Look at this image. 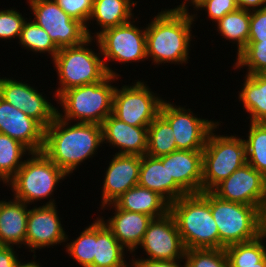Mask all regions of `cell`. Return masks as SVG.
<instances>
[{"label": "cell", "instance_id": "d6a6232c", "mask_svg": "<svg viewBox=\"0 0 266 267\" xmlns=\"http://www.w3.org/2000/svg\"><path fill=\"white\" fill-rule=\"evenodd\" d=\"M31 18L24 22L21 35L19 38V45L26 50L35 53H48L49 57L53 60L59 51V48L52 41L48 33L34 21H29Z\"/></svg>", "mask_w": 266, "mask_h": 267}, {"label": "cell", "instance_id": "74e56055", "mask_svg": "<svg viewBox=\"0 0 266 267\" xmlns=\"http://www.w3.org/2000/svg\"><path fill=\"white\" fill-rule=\"evenodd\" d=\"M70 17L81 22L90 37L91 30L88 29V20L93 10L94 0H54ZM90 30V31H89Z\"/></svg>", "mask_w": 266, "mask_h": 267}, {"label": "cell", "instance_id": "d590c367", "mask_svg": "<svg viewBox=\"0 0 266 267\" xmlns=\"http://www.w3.org/2000/svg\"><path fill=\"white\" fill-rule=\"evenodd\" d=\"M184 261L186 267H228L225 249H188Z\"/></svg>", "mask_w": 266, "mask_h": 267}, {"label": "cell", "instance_id": "ee69618b", "mask_svg": "<svg viewBox=\"0 0 266 267\" xmlns=\"http://www.w3.org/2000/svg\"><path fill=\"white\" fill-rule=\"evenodd\" d=\"M203 1L205 0H185L184 2L182 1V3H180V5H178L177 7H174L173 9L188 13L189 6H193V9L195 10V8ZM187 4H190V5H187Z\"/></svg>", "mask_w": 266, "mask_h": 267}, {"label": "cell", "instance_id": "44dd1931", "mask_svg": "<svg viewBox=\"0 0 266 267\" xmlns=\"http://www.w3.org/2000/svg\"><path fill=\"white\" fill-rule=\"evenodd\" d=\"M103 144L119 151L115 154L143 156L147 151L148 127L131 126L110 114L101 124Z\"/></svg>", "mask_w": 266, "mask_h": 267}, {"label": "cell", "instance_id": "4fadbf2b", "mask_svg": "<svg viewBox=\"0 0 266 267\" xmlns=\"http://www.w3.org/2000/svg\"><path fill=\"white\" fill-rule=\"evenodd\" d=\"M211 192L222 200L252 205L262 211L266 200V178L245 163Z\"/></svg>", "mask_w": 266, "mask_h": 267}, {"label": "cell", "instance_id": "b9f144b4", "mask_svg": "<svg viewBox=\"0 0 266 267\" xmlns=\"http://www.w3.org/2000/svg\"><path fill=\"white\" fill-rule=\"evenodd\" d=\"M132 260L139 266V267H186V263L184 259H177V260H146V259H139L134 258L132 256ZM183 260V264H181Z\"/></svg>", "mask_w": 266, "mask_h": 267}, {"label": "cell", "instance_id": "7402d4cb", "mask_svg": "<svg viewBox=\"0 0 266 267\" xmlns=\"http://www.w3.org/2000/svg\"><path fill=\"white\" fill-rule=\"evenodd\" d=\"M138 185L157 192L169 204L187 195L174 180H169L167 163H163L159 157L147 154L141 156Z\"/></svg>", "mask_w": 266, "mask_h": 267}, {"label": "cell", "instance_id": "9c48e42d", "mask_svg": "<svg viewBox=\"0 0 266 267\" xmlns=\"http://www.w3.org/2000/svg\"><path fill=\"white\" fill-rule=\"evenodd\" d=\"M135 21L133 19L126 24L105 29L95 37L108 75L120 77V74L109 67L107 61L126 65L147 60L146 27H136Z\"/></svg>", "mask_w": 266, "mask_h": 267}, {"label": "cell", "instance_id": "6da1fadb", "mask_svg": "<svg viewBox=\"0 0 266 267\" xmlns=\"http://www.w3.org/2000/svg\"><path fill=\"white\" fill-rule=\"evenodd\" d=\"M58 116L45 129L42 152L68 176L103 145L102 126L74 123ZM94 155V156H93Z\"/></svg>", "mask_w": 266, "mask_h": 267}, {"label": "cell", "instance_id": "8992f818", "mask_svg": "<svg viewBox=\"0 0 266 267\" xmlns=\"http://www.w3.org/2000/svg\"><path fill=\"white\" fill-rule=\"evenodd\" d=\"M65 177L68 175L43 152H32L5 186L11 187L14 199L27 205L43 199L49 200L43 205H56L51 196Z\"/></svg>", "mask_w": 266, "mask_h": 267}, {"label": "cell", "instance_id": "d6986e66", "mask_svg": "<svg viewBox=\"0 0 266 267\" xmlns=\"http://www.w3.org/2000/svg\"><path fill=\"white\" fill-rule=\"evenodd\" d=\"M108 207L115 210L114 216L108 217L106 220H104V217L99 216L101 221L112 232L119 243L129 251V254L135 257L136 254L133 253L138 249L153 218L146 214L119 209L114 203L107 204L100 207V209L106 210Z\"/></svg>", "mask_w": 266, "mask_h": 267}, {"label": "cell", "instance_id": "4316f807", "mask_svg": "<svg viewBox=\"0 0 266 267\" xmlns=\"http://www.w3.org/2000/svg\"><path fill=\"white\" fill-rule=\"evenodd\" d=\"M127 251L97 217L95 256L91 267H122L127 263Z\"/></svg>", "mask_w": 266, "mask_h": 267}, {"label": "cell", "instance_id": "5bb4252c", "mask_svg": "<svg viewBox=\"0 0 266 267\" xmlns=\"http://www.w3.org/2000/svg\"><path fill=\"white\" fill-rule=\"evenodd\" d=\"M0 97L27 116L38 121L45 129L57 116V108L49 102L46 95L31 86L13 77L0 78Z\"/></svg>", "mask_w": 266, "mask_h": 267}, {"label": "cell", "instance_id": "7bdbcfd3", "mask_svg": "<svg viewBox=\"0 0 266 267\" xmlns=\"http://www.w3.org/2000/svg\"><path fill=\"white\" fill-rule=\"evenodd\" d=\"M239 9L243 10H257L266 7V0H237Z\"/></svg>", "mask_w": 266, "mask_h": 267}, {"label": "cell", "instance_id": "9a60e30c", "mask_svg": "<svg viewBox=\"0 0 266 267\" xmlns=\"http://www.w3.org/2000/svg\"><path fill=\"white\" fill-rule=\"evenodd\" d=\"M140 247L147 255L146 258L140 257V259L146 260L184 259L186 250L175 218L170 212L149 223L138 248Z\"/></svg>", "mask_w": 266, "mask_h": 267}, {"label": "cell", "instance_id": "3957f363", "mask_svg": "<svg viewBox=\"0 0 266 267\" xmlns=\"http://www.w3.org/2000/svg\"><path fill=\"white\" fill-rule=\"evenodd\" d=\"M183 245L188 249H219V231L210 208V191L187 194L170 204Z\"/></svg>", "mask_w": 266, "mask_h": 267}, {"label": "cell", "instance_id": "7a4b0ae2", "mask_svg": "<svg viewBox=\"0 0 266 267\" xmlns=\"http://www.w3.org/2000/svg\"><path fill=\"white\" fill-rule=\"evenodd\" d=\"M197 12H182L176 9H161L150 23L146 24V56L159 64H187L190 58L192 28ZM192 26V27H191Z\"/></svg>", "mask_w": 266, "mask_h": 267}, {"label": "cell", "instance_id": "e0dca14e", "mask_svg": "<svg viewBox=\"0 0 266 267\" xmlns=\"http://www.w3.org/2000/svg\"><path fill=\"white\" fill-rule=\"evenodd\" d=\"M103 180L101 207L113 203L139 183L141 156L112 155Z\"/></svg>", "mask_w": 266, "mask_h": 267}, {"label": "cell", "instance_id": "8fae6325", "mask_svg": "<svg viewBox=\"0 0 266 267\" xmlns=\"http://www.w3.org/2000/svg\"><path fill=\"white\" fill-rule=\"evenodd\" d=\"M28 3L35 16L33 21L48 33L59 49L81 44L88 38L85 26L54 0H27Z\"/></svg>", "mask_w": 266, "mask_h": 267}, {"label": "cell", "instance_id": "c3c4849f", "mask_svg": "<svg viewBox=\"0 0 266 267\" xmlns=\"http://www.w3.org/2000/svg\"><path fill=\"white\" fill-rule=\"evenodd\" d=\"M122 267H139V266L131 259V262L130 261H129V263L127 262Z\"/></svg>", "mask_w": 266, "mask_h": 267}, {"label": "cell", "instance_id": "681fc988", "mask_svg": "<svg viewBox=\"0 0 266 267\" xmlns=\"http://www.w3.org/2000/svg\"><path fill=\"white\" fill-rule=\"evenodd\" d=\"M261 212H266V200H265V203H264V206L262 208V211Z\"/></svg>", "mask_w": 266, "mask_h": 267}, {"label": "cell", "instance_id": "ffe728a7", "mask_svg": "<svg viewBox=\"0 0 266 267\" xmlns=\"http://www.w3.org/2000/svg\"><path fill=\"white\" fill-rule=\"evenodd\" d=\"M159 158L167 163L169 180L186 194L202 192V150H177Z\"/></svg>", "mask_w": 266, "mask_h": 267}, {"label": "cell", "instance_id": "f35d334b", "mask_svg": "<svg viewBox=\"0 0 266 267\" xmlns=\"http://www.w3.org/2000/svg\"><path fill=\"white\" fill-rule=\"evenodd\" d=\"M195 12L203 9L208 18L211 19L215 24L223 16L228 13L236 11L238 8L237 0H205L200 3L196 8Z\"/></svg>", "mask_w": 266, "mask_h": 267}, {"label": "cell", "instance_id": "d4e9b609", "mask_svg": "<svg viewBox=\"0 0 266 267\" xmlns=\"http://www.w3.org/2000/svg\"><path fill=\"white\" fill-rule=\"evenodd\" d=\"M137 2L133 0H94L88 24L93 20L96 21L95 24L100 27V31L91 32L90 37L94 38L105 29L130 22L134 19L132 11L137 6Z\"/></svg>", "mask_w": 266, "mask_h": 267}, {"label": "cell", "instance_id": "f6af8a7d", "mask_svg": "<svg viewBox=\"0 0 266 267\" xmlns=\"http://www.w3.org/2000/svg\"><path fill=\"white\" fill-rule=\"evenodd\" d=\"M33 259L34 260H32V261H29V262H22L18 267H42L41 265H40V263H37L36 261H35V257H36V255L34 254L33 256Z\"/></svg>", "mask_w": 266, "mask_h": 267}, {"label": "cell", "instance_id": "ba28073f", "mask_svg": "<svg viewBox=\"0 0 266 267\" xmlns=\"http://www.w3.org/2000/svg\"><path fill=\"white\" fill-rule=\"evenodd\" d=\"M210 208L219 231V249L263 233L261 211L255 206L225 201L210 191Z\"/></svg>", "mask_w": 266, "mask_h": 267}, {"label": "cell", "instance_id": "277c9868", "mask_svg": "<svg viewBox=\"0 0 266 267\" xmlns=\"http://www.w3.org/2000/svg\"><path fill=\"white\" fill-rule=\"evenodd\" d=\"M118 78L119 76L107 75L100 82L64 91L56 100L57 104L62 106L61 111L63 110L61 112L58 106L57 116L62 120L73 121V123L101 125L112 114L113 96L116 88L112 84L116 79L119 80Z\"/></svg>", "mask_w": 266, "mask_h": 267}, {"label": "cell", "instance_id": "e575fe53", "mask_svg": "<svg viewBox=\"0 0 266 267\" xmlns=\"http://www.w3.org/2000/svg\"><path fill=\"white\" fill-rule=\"evenodd\" d=\"M236 57L235 70L247 67L245 74H266V40L248 41Z\"/></svg>", "mask_w": 266, "mask_h": 267}, {"label": "cell", "instance_id": "60d3db41", "mask_svg": "<svg viewBox=\"0 0 266 267\" xmlns=\"http://www.w3.org/2000/svg\"><path fill=\"white\" fill-rule=\"evenodd\" d=\"M21 263L14 246L0 245V267H18Z\"/></svg>", "mask_w": 266, "mask_h": 267}, {"label": "cell", "instance_id": "7c38bea8", "mask_svg": "<svg viewBox=\"0 0 266 267\" xmlns=\"http://www.w3.org/2000/svg\"><path fill=\"white\" fill-rule=\"evenodd\" d=\"M173 103L164 99L159 114L170 124L177 150H203L209 133L219 121L200 118L191 109Z\"/></svg>", "mask_w": 266, "mask_h": 267}, {"label": "cell", "instance_id": "f1b7e54d", "mask_svg": "<svg viewBox=\"0 0 266 267\" xmlns=\"http://www.w3.org/2000/svg\"><path fill=\"white\" fill-rule=\"evenodd\" d=\"M32 152L19 141L0 133V182L7 184Z\"/></svg>", "mask_w": 266, "mask_h": 267}, {"label": "cell", "instance_id": "f546056e", "mask_svg": "<svg viewBox=\"0 0 266 267\" xmlns=\"http://www.w3.org/2000/svg\"><path fill=\"white\" fill-rule=\"evenodd\" d=\"M173 133L170 124L159 114L148 126L146 154L160 157L177 151Z\"/></svg>", "mask_w": 266, "mask_h": 267}, {"label": "cell", "instance_id": "52a82bcc", "mask_svg": "<svg viewBox=\"0 0 266 267\" xmlns=\"http://www.w3.org/2000/svg\"><path fill=\"white\" fill-rule=\"evenodd\" d=\"M219 122L209 133L202 150V192L211 191L246 162V145L239 135H218Z\"/></svg>", "mask_w": 266, "mask_h": 267}, {"label": "cell", "instance_id": "1f68e13d", "mask_svg": "<svg viewBox=\"0 0 266 267\" xmlns=\"http://www.w3.org/2000/svg\"><path fill=\"white\" fill-rule=\"evenodd\" d=\"M246 138V162L266 178V123L250 122Z\"/></svg>", "mask_w": 266, "mask_h": 267}, {"label": "cell", "instance_id": "ab89813d", "mask_svg": "<svg viewBox=\"0 0 266 267\" xmlns=\"http://www.w3.org/2000/svg\"><path fill=\"white\" fill-rule=\"evenodd\" d=\"M266 40V7L250 11L248 41Z\"/></svg>", "mask_w": 266, "mask_h": 267}, {"label": "cell", "instance_id": "bcb514c9", "mask_svg": "<svg viewBox=\"0 0 266 267\" xmlns=\"http://www.w3.org/2000/svg\"><path fill=\"white\" fill-rule=\"evenodd\" d=\"M228 267H266V256L258 263L255 265H250V266H228Z\"/></svg>", "mask_w": 266, "mask_h": 267}, {"label": "cell", "instance_id": "83f0119b", "mask_svg": "<svg viewBox=\"0 0 266 267\" xmlns=\"http://www.w3.org/2000/svg\"><path fill=\"white\" fill-rule=\"evenodd\" d=\"M216 23L217 31L222 38L237 45L236 55H238L248 43L250 11L237 9L223 16Z\"/></svg>", "mask_w": 266, "mask_h": 267}, {"label": "cell", "instance_id": "ac0fdd59", "mask_svg": "<svg viewBox=\"0 0 266 267\" xmlns=\"http://www.w3.org/2000/svg\"><path fill=\"white\" fill-rule=\"evenodd\" d=\"M0 133L19 141L31 152H42L45 128L1 97Z\"/></svg>", "mask_w": 266, "mask_h": 267}, {"label": "cell", "instance_id": "5b68a950", "mask_svg": "<svg viewBox=\"0 0 266 267\" xmlns=\"http://www.w3.org/2000/svg\"><path fill=\"white\" fill-rule=\"evenodd\" d=\"M95 40L88 37L81 44L59 49L52 60L59 80L55 100L68 89L100 82L108 75L97 40L98 53L88 47Z\"/></svg>", "mask_w": 266, "mask_h": 267}, {"label": "cell", "instance_id": "836d02e7", "mask_svg": "<svg viewBox=\"0 0 266 267\" xmlns=\"http://www.w3.org/2000/svg\"><path fill=\"white\" fill-rule=\"evenodd\" d=\"M96 242V220L89 224L80 235L65 244L66 252L82 267H91L94 263Z\"/></svg>", "mask_w": 266, "mask_h": 267}, {"label": "cell", "instance_id": "484cf974", "mask_svg": "<svg viewBox=\"0 0 266 267\" xmlns=\"http://www.w3.org/2000/svg\"><path fill=\"white\" fill-rule=\"evenodd\" d=\"M238 99L250 122L266 123V74H246Z\"/></svg>", "mask_w": 266, "mask_h": 267}, {"label": "cell", "instance_id": "7dc6e473", "mask_svg": "<svg viewBox=\"0 0 266 267\" xmlns=\"http://www.w3.org/2000/svg\"><path fill=\"white\" fill-rule=\"evenodd\" d=\"M261 218L263 222V233L266 235V212H261Z\"/></svg>", "mask_w": 266, "mask_h": 267}, {"label": "cell", "instance_id": "8d00e7d4", "mask_svg": "<svg viewBox=\"0 0 266 267\" xmlns=\"http://www.w3.org/2000/svg\"><path fill=\"white\" fill-rule=\"evenodd\" d=\"M27 20L16 8L0 10V40H19L24 22Z\"/></svg>", "mask_w": 266, "mask_h": 267}, {"label": "cell", "instance_id": "4dcf8cb0", "mask_svg": "<svg viewBox=\"0 0 266 267\" xmlns=\"http://www.w3.org/2000/svg\"><path fill=\"white\" fill-rule=\"evenodd\" d=\"M265 238L262 233L254 240L225 247L228 266H250L260 262L266 256Z\"/></svg>", "mask_w": 266, "mask_h": 267}, {"label": "cell", "instance_id": "603a6c76", "mask_svg": "<svg viewBox=\"0 0 266 267\" xmlns=\"http://www.w3.org/2000/svg\"><path fill=\"white\" fill-rule=\"evenodd\" d=\"M28 206L14 198L0 200V245L25 246Z\"/></svg>", "mask_w": 266, "mask_h": 267}, {"label": "cell", "instance_id": "cb8c5ba5", "mask_svg": "<svg viewBox=\"0 0 266 267\" xmlns=\"http://www.w3.org/2000/svg\"><path fill=\"white\" fill-rule=\"evenodd\" d=\"M119 209L146 214L153 219L165 216L170 204L157 192L139 185L127 190L113 202Z\"/></svg>", "mask_w": 266, "mask_h": 267}, {"label": "cell", "instance_id": "2e32d148", "mask_svg": "<svg viewBox=\"0 0 266 267\" xmlns=\"http://www.w3.org/2000/svg\"><path fill=\"white\" fill-rule=\"evenodd\" d=\"M57 205L35 206L29 209L25 238V250L35 253L37 249L53 248L54 245L65 244L68 235L58 216ZM60 218V219H59Z\"/></svg>", "mask_w": 266, "mask_h": 267}, {"label": "cell", "instance_id": "30bf717a", "mask_svg": "<svg viewBox=\"0 0 266 267\" xmlns=\"http://www.w3.org/2000/svg\"><path fill=\"white\" fill-rule=\"evenodd\" d=\"M132 84L115 88L112 115L128 125L148 127L159 115L163 98L142 80Z\"/></svg>", "mask_w": 266, "mask_h": 267}]
</instances>
